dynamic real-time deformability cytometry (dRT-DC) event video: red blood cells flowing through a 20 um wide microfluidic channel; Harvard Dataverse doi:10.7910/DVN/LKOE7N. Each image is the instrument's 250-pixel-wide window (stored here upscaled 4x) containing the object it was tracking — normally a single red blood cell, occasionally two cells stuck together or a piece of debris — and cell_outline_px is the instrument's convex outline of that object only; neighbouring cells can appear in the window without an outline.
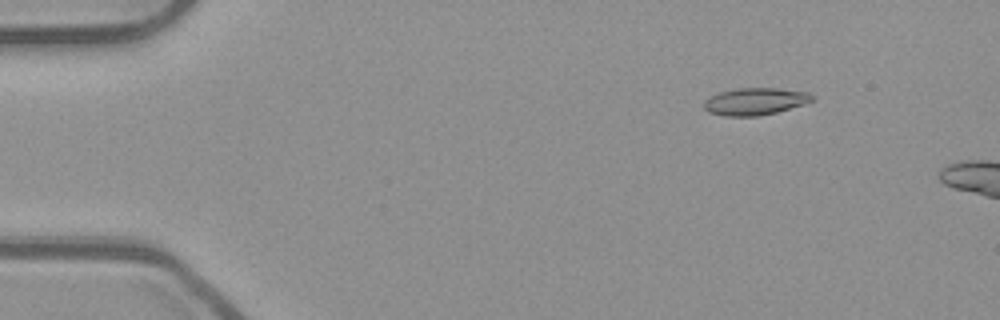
{"species": "common noctule bat (a hibernating species)", "species_latin": "Nyctalus noctula", "temperature_condition": "room temperature", "stored_images_in_passage": 12, "camera_frame_rate_fps": 3000, "um_per_image_px": 0.085, "animal": {"sex": "male", "body_mass_g": 23.1, "forearm_length_mm": 52.7}, "frame": {"image": 1, "passage_image": 7, "time_ms": 2.0, "image_size_px": [1000, 320], "cell_outline_px": [[816, 100], [804, 104], [776, 112], [760, 116], [724, 116], [708, 112], [704, 108], [704, 100], [720, 92], [736, 88], [780, 88], [812, 92], [816, 96]], "centroid_in_image_um": [64.26, 8.61], "position_along_channel_um": 20.7, "area_um2": 17.4}}